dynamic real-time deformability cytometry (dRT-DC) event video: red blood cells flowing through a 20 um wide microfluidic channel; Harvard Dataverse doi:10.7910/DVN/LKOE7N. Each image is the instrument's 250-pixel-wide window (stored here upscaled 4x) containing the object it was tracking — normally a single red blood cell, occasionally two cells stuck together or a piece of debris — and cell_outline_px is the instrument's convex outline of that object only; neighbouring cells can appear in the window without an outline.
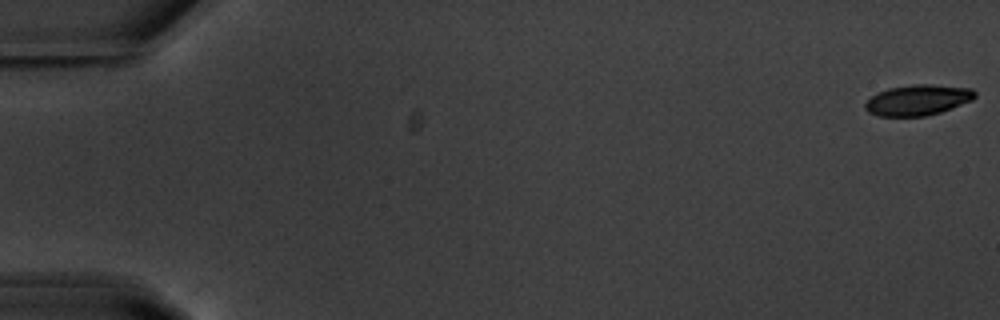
{"species": "common noctule bat (a hibernating species)", "species_latin": "Nyctalus noctula", "temperature_condition": "warm", "stored_images_in_passage": 56, "camera_frame_rate_fps": 3000, "um_per_image_px": 0.085, "animal": {"sex": "male", "body_mass_g": 20.1, "forearm_length_mm": 53.5}, "frame": {"image": 1, "passage_image": 1, "time_ms": 0.0, "image_size_px": [1000, 320], "cell_outline_px": [[976, 96], [972, 100], [940, 112], [924, 116], [876, 116], [868, 112], [864, 108], [864, 104], [872, 96], [888, 88], [912, 84], [932, 84], [972, 88], [976, 92]], "centroid_in_image_um": [78.01, 8.49], "position_along_channel_um": 7.0, "area_um2": 19.59}}
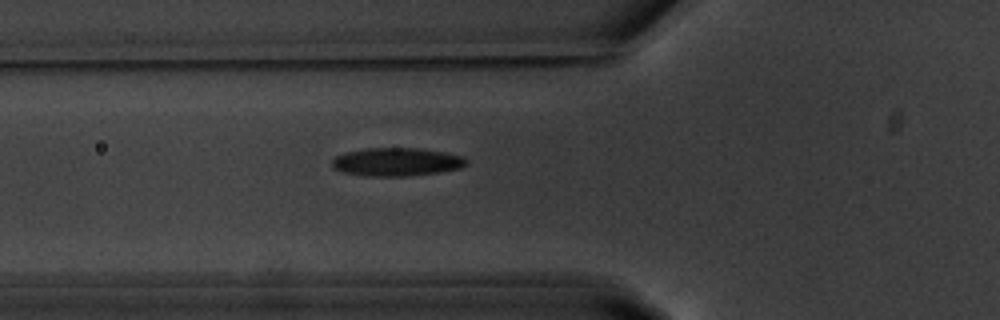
{"frame": {"image": 2, "passage_image": 21, "time_ms": 6.667, "image_size_px": [1000, 320], "cell_outline_px": [[468, 164], [460, 168], [440, 172], [404, 176], [364, 176], [344, 172], [332, 168], [332, 160], [336, 156], [344, 152], [364, 148], [420, 148], [444, 152], [464, 156], [468, 160]], "centroid_in_image_um": [33.72, 13.75], "position_along_channel_um": 92.1, "area_um2": 22.31}}
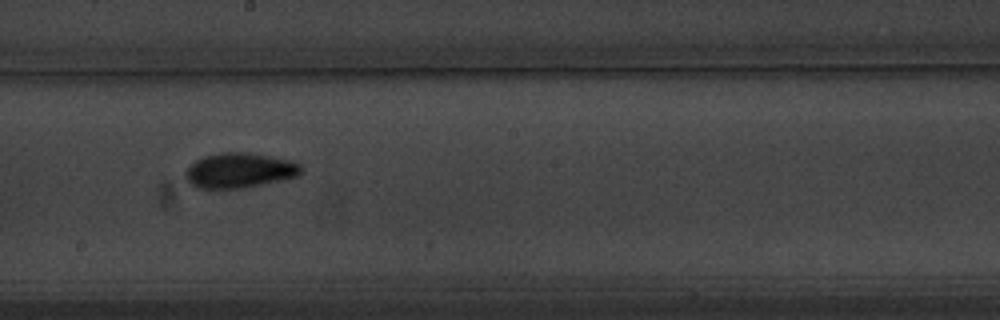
{"frame": {"image": 3, "passage_image": 32, "time_ms": 10.333, "image_size_px": [1000, 320], "cell_outline_px": [[304, 172], [300, 176], [244, 188], [196, 188], [184, 176], [184, 172], [196, 160], [204, 156], [220, 152], [248, 152], [272, 156], [288, 160], [300, 164]], "centroid_in_image_um": [20.39, 14.48], "position_along_channel_um": 227.8, "area_um2": 23.7}, "authors_computed_cell_mechanics": {"area_um2": 21.4727, "velocity_mm_per_s": 3.6868, "shape_relaxation_time_tau1_ms": 2.7367, "shape_relaxation_time_tau2_ms": 2.5921, "deformation_change_tau1": 0.1614, "deformation_change_tau2": 0.082}}